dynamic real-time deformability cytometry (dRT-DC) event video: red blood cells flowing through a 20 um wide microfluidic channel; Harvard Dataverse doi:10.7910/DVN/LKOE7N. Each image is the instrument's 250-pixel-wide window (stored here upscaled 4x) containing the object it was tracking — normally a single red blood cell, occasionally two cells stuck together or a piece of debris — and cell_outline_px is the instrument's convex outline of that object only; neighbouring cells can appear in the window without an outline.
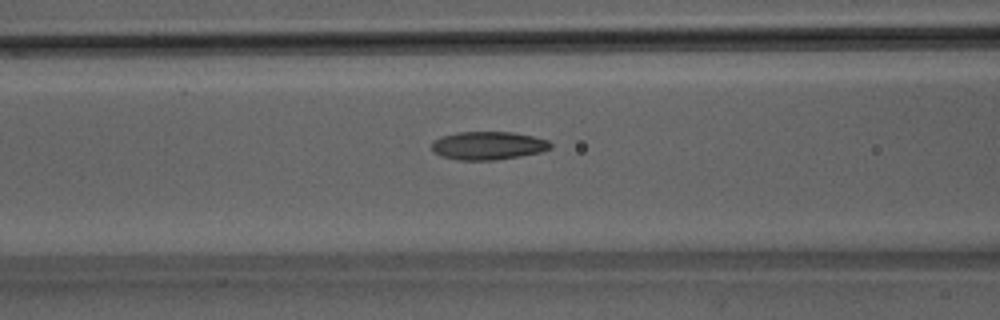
{"species": "Egyptian fruit bat (a non-hibernating species)", "species_latin": "Rousettus aegyptiacus", "temperature_condition": "room temperature", "stored_images_in_passage": 38, "camera_frame_rate_fps": 3000, "um_per_image_px": 0.085, "animal": {"sex": "male"}, "frame": {"image": 1, "passage_image": 8, "time_ms": 2.333, "image_size_px": [1000, 320], "cell_outline_px": [[552, 148], [540, 152], [520, 156], [496, 160], [456, 160], [440, 156], [432, 148], [432, 140], [444, 136], [460, 132], [512, 132], [532, 136], [548, 140], [552, 144]], "centroid_in_image_um": [41.5, 12.38], "position_along_channel_um": 125.1, "area_um2": 19.48}}
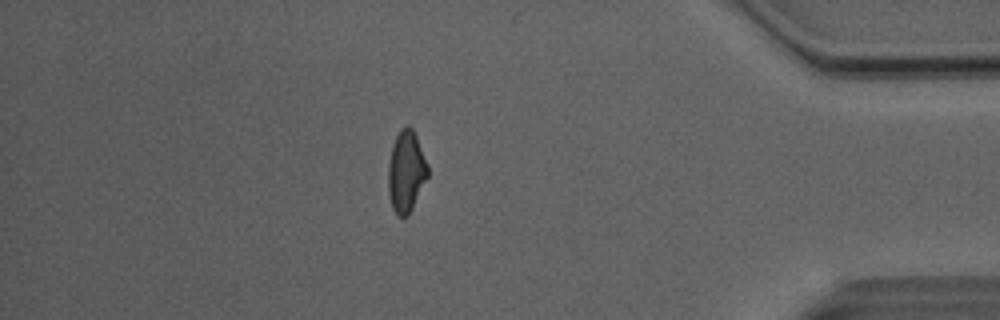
{"frame": {"image": 2, "passage_image": 31, "time_ms": 10.0, "image_size_px": [1000, 320], "cell_outline_px": [[428, 176], [408, 216], [396, 216], [392, 208], [388, 192], [388, 164], [392, 144], [400, 128], [408, 124], [412, 128], [416, 136], [428, 164]], "centroid_in_image_um": [34.51, 14.57], "position_along_channel_um": 400.7, "area_um2": 18.9}}
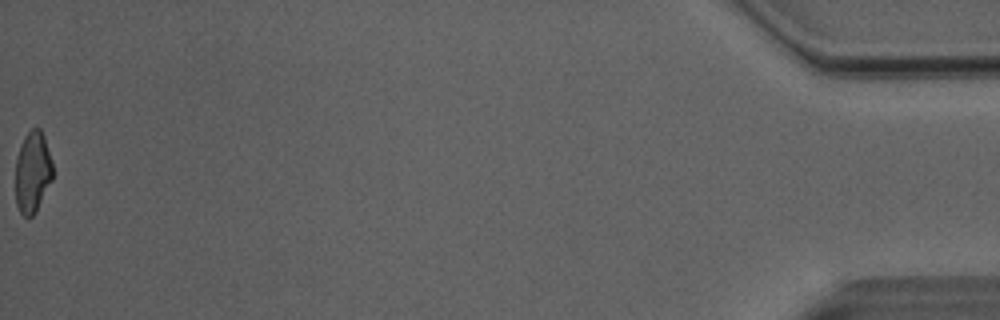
{"frame": {"image": 3, "passage_image": 38, "time_ms": 12.333, "image_size_px": [1000, 320], "cell_outline_px": [[52, 180], [36, 212], [32, 216], [24, 216], [20, 212], [16, 204], [16, 160], [24, 136], [32, 128], [40, 128], [44, 136], [52, 160]], "centroid_in_image_um": [2.78, 14.63], "position_along_channel_um": 432.4, "area_um2": 17.57}, "authors_computed_cell_mechanics": {"area_um2": 18.8428, "velocity_mm_per_s": 4.0942, "shape_relaxation_time_tau1_ms": 8.9273, "shape_relaxation_time_tau2_ms": 2.6295, "deformation_change_tau1": 0.2085, "deformation_change_tau2": 0.1002}}